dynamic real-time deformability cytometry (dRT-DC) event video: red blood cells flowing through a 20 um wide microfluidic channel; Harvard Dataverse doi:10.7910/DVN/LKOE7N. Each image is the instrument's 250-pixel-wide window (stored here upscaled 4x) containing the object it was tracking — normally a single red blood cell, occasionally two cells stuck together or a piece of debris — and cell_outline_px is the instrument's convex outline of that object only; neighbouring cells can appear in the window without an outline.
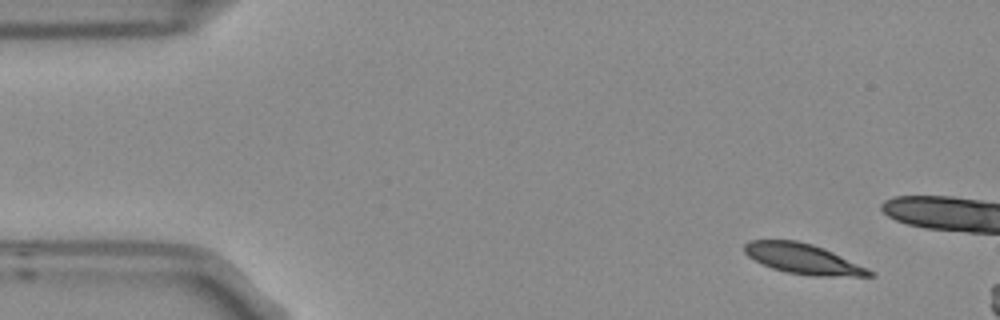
{"species": "Egyptian fruit bat (a non-hibernating species)", "species_latin": "Rousettus aegyptiacus", "temperature_condition": "room temperature", "stored_images_in_passage": 3, "camera_frame_rate_fps": 3000, "um_per_image_px": 0.085, "frame": {"image": 1, "passage_image": 1, "time_ms": 0.0, "image_size_px": [1000, 320], "cell_outline_px": [[876, 276], [812, 276], [784, 272], [772, 268], [748, 256], [744, 252], [744, 244], [748, 240], [796, 240], [812, 244], [824, 248], [868, 268], [876, 272]], "centroid_in_image_um": [68.28, 22.0], "position_along_channel_um": 16.7, "area_um2": 22.08}}